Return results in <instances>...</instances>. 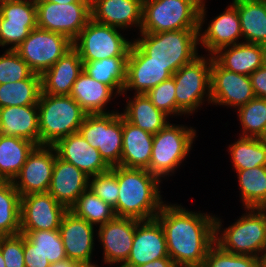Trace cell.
Here are the masks:
<instances>
[{"mask_svg": "<svg viewBox=\"0 0 266 267\" xmlns=\"http://www.w3.org/2000/svg\"><path fill=\"white\" fill-rule=\"evenodd\" d=\"M207 7L204 2L199 10V46L208 51V55H213L219 49L240 43L243 39L240 18L236 5L232 2L225 8V11L215 16L203 29L207 20Z\"/></svg>", "mask_w": 266, "mask_h": 267, "instance_id": "4fadbf2b", "label": "cell"}, {"mask_svg": "<svg viewBox=\"0 0 266 267\" xmlns=\"http://www.w3.org/2000/svg\"><path fill=\"white\" fill-rule=\"evenodd\" d=\"M91 18L123 31L135 27L140 33L143 0H91Z\"/></svg>", "mask_w": 266, "mask_h": 267, "instance_id": "44dd1931", "label": "cell"}, {"mask_svg": "<svg viewBox=\"0 0 266 267\" xmlns=\"http://www.w3.org/2000/svg\"><path fill=\"white\" fill-rule=\"evenodd\" d=\"M166 257H169L166 238L159 221L137 220L132 248L122 267H137Z\"/></svg>", "mask_w": 266, "mask_h": 267, "instance_id": "d6986e66", "label": "cell"}, {"mask_svg": "<svg viewBox=\"0 0 266 267\" xmlns=\"http://www.w3.org/2000/svg\"><path fill=\"white\" fill-rule=\"evenodd\" d=\"M199 29H183L158 33H138L133 42L151 61L167 66L174 74L198 57Z\"/></svg>", "mask_w": 266, "mask_h": 267, "instance_id": "3957f363", "label": "cell"}, {"mask_svg": "<svg viewBox=\"0 0 266 267\" xmlns=\"http://www.w3.org/2000/svg\"><path fill=\"white\" fill-rule=\"evenodd\" d=\"M37 27L64 35L72 42L91 19V2L57 4L35 0Z\"/></svg>", "mask_w": 266, "mask_h": 267, "instance_id": "7c38bea8", "label": "cell"}, {"mask_svg": "<svg viewBox=\"0 0 266 267\" xmlns=\"http://www.w3.org/2000/svg\"><path fill=\"white\" fill-rule=\"evenodd\" d=\"M235 171L242 208H266V166Z\"/></svg>", "mask_w": 266, "mask_h": 267, "instance_id": "d6a6232c", "label": "cell"}, {"mask_svg": "<svg viewBox=\"0 0 266 267\" xmlns=\"http://www.w3.org/2000/svg\"><path fill=\"white\" fill-rule=\"evenodd\" d=\"M196 135L195 127L169 122L157 134H154L152 154L147 170L161 181L167 179V176H173L190 154L193 143L198 137Z\"/></svg>", "mask_w": 266, "mask_h": 267, "instance_id": "8992f818", "label": "cell"}, {"mask_svg": "<svg viewBox=\"0 0 266 267\" xmlns=\"http://www.w3.org/2000/svg\"><path fill=\"white\" fill-rule=\"evenodd\" d=\"M249 77L255 97L266 99V66H261Z\"/></svg>", "mask_w": 266, "mask_h": 267, "instance_id": "c3c4849f", "label": "cell"}, {"mask_svg": "<svg viewBox=\"0 0 266 267\" xmlns=\"http://www.w3.org/2000/svg\"><path fill=\"white\" fill-rule=\"evenodd\" d=\"M72 47V41L64 35L36 27L14 50L33 73L41 76Z\"/></svg>", "mask_w": 266, "mask_h": 267, "instance_id": "8fae6325", "label": "cell"}, {"mask_svg": "<svg viewBox=\"0 0 266 267\" xmlns=\"http://www.w3.org/2000/svg\"><path fill=\"white\" fill-rule=\"evenodd\" d=\"M36 249L46 257L49 262L55 263L66 259L61 234L58 230H20Z\"/></svg>", "mask_w": 266, "mask_h": 267, "instance_id": "f35d334b", "label": "cell"}, {"mask_svg": "<svg viewBox=\"0 0 266 267\" xmlns=\"http://www.w3.org/2000/svg\"><path fill=\"white\" fill-rule=\"evenodd\" d=\"M167 66L151 61L134 42H132L127 59L126 81L122 95L127 91L134 94H146L150 89L172 77Z\"/></svg>", "mask_w": 266, "mask_h": 267, "instance_id": "ac0fdd59", "label": "cell"}, {"mask_svg": "<svg viewBox=\"0 0 266 267\" xmlns=\"http://www.w3.org/2000/svg\"><path fill=\"white\" fill-rule=\"evenodd\" d=\"M259 267H266V247L259 256Z\"/></svg>", "mask_w": 266, "mask_h": 267, "instance_id": "f5cc1de1", "label": "cell"}, {"mask_svg": "<svg viewBox=\"0 0 266 267\" xmlns=\"http://www.w3.org/2000/svg\"><path fill=\"white\" fill-rule=\"evenodd\" d=\"M94 228V225L69 210L63 215L59 231L67 258L79 263L92 262L97 236V229Z\"/></svg>", "mask_w": 266, "mask_h": 267, "instance_id": "ffe728a7", "label": "cell"}, {"mask_svg": "<svg viewBox=\"0 0 266 267\" xmlns=\"http://www.w3.org/2000/svg\"><path fill=\"white\" fill-rule=\"evenodd\" d=\"M128 57H111L83 63V71L94 80L108 85L122 96L126 81Z\"/></svg>", "mask_w": 266, "mask_h": 267, "instance_id": "1f68e13d", "label": "cell"}, {"mask_svg": "<svg viewBox=\"0 0 266 267\" xmlns=\"http://www.w3.org/2000/svg\"><path fill=\"white\" fill-rule=\"evenodd\" d=\"M57 4H70L74 2H91V0H43Z\"/></svg>", "mask_w": 266, "mask_h": 267, "instance_id": "816d5d0a", "label": "cell"}, {"mask_svg": "<svg viewBox=\"0 0 266 267\" xmlns=\"http://www.w3.org/2000/svg\"><path fill=\"white\" fill-rule=\"evenodd\" d=\"M243 213L227 228L215 215V244L222 250L259 258L266 247V208H244Z\"/></svg>", "mask_w": 266, "mask_h": 267, "instance_id": "277c9868", "label": "cell"}, {"mask_svg": "<svg viewBox=\"0 0 266 267\" xmlns=\"http://www.w3.org/2000/svg\"><path fill=\"white\" fill-rule=\"evenodd\" d=\"M40 145L54 146L77 133L87 113L70 95L41 93L38 101Z\"/></svg>", "mask_w": 266, "mask_h": 267, "instance_id": "5b68a950", "label": "cell"}, {"mask_svg": "<svg viewBox=\"0 0 266 267\" xmlns=\"http://www.w3.org/2000/svg\"><path fill=\"white\" fill-rule=\"evenodd\" d=\"M199 10L195 0H143L140 33L199 29Z\"/></svg>", "mask_w": 266, "mask_h": 267, "instance_id": "ba28073f", "label": "cell"}, {"mask_svg": "<svg viewBox=\"0 0 266 267\" xmlns=\"http://www.w3.org/2000/svg\"><path fill=\"white\" fill-rule=\"evenodd\" d=\"M0 267H6L5 266V261H4L3 257H2L1 252H0Z\"/></svg>", "mask_w": 266, "mask_h": 267, "instance_id": "9f6ffc18", "label": "cell"}, {"mask_svg": "<svg viewBox=\"0 0 266 267\" xmlns=\"http://www.w3.org/2000/svg\"><path fill=\"white\" fill-rule=\"evenodd\" d=\"M118 28L95 22H87L72 42L83 63L111 57H128L133 40L125 38Z\"/></svg>", "mask_w": 266, "mask_h": 267, "instance_id": "9c48e42d", "label": "cell"}, {"mask_svg": "<svg viewBox=\"0 0 266 267\" xmlns=\"http://www.w3.org/2000/svg\"><path fill=\"white\" fill-rule=\"evenodd\" d=\"M211 104L232 107L236 111L255 95L248 75L222 68L211 56Z\"/></svg>", "mask_w": 266, "mask_h": 267, "instance_id": "9a60e30c", "label": "cell"}, {"mask_svg": "<svg viewBox=\"0 0 266 267\" xmlns=\"http://www.w3.org/2000/svg\"><path fill=\"white\" fill-rule=\"evenodd\" d=\"M24 263L25 267H50L51 263L44 257L24 236Z\"/></svg>", "mask_w": 266, "mask_h": 267, "instance_id": "7dc6e473", "label": "cell"}, {"mask_svg": "<svg viewBox=\"0 0 266 267\" xmlns=\"http://www.w3.org/2000/svg\"><path fill=\"white\" fill-rule=\"evenodd\" d=\"M240 18L243 42L266 43V1L232 0Z\"/></svg>", "mask_w": 266, "mask_h": 267, "instance_id": "f546056e", "label": "cell"}, {"mask_svg": "<svg viewBox=\"0 0 266 267\" xmlns=\"http://www.w3.org/2000/svg\"><path fill=\"white\" fill-rule=\"evenodd\" d=\"M41 93V76L35 73L28 79L0 84V108L37 105Z\"/></svg>", "mask_w": 266, "mask_h": 267, "instance_id": "836d02e7", "label": "cell"}, {"mask_svg": "<svg viewBox=\"0 0 266 267\" xmlns=\"http://www.w3.org/2000/svg\"><path fill=\"white\" fill-rule=\"evenodd\" d=\"M122 136L120 166L147 169L150 164L154 135L136 127L122 116Z\"/></svg>", "mask_w": 266, "mask_h": 267, "instance_id": "484cf974", "label": "cell"}, {"mask_svg": "<svg viewBox=\"0 0 266 267\" xmlns=\"http://www.w3.org/2000/svg\"><path fill=\"white\" fill-rule=\"evenodd\" d=\"M36 27L37 24L7 23V20L0 14V47L14 50Z\"/></svg>", "mask_w": 266, "mask_h": 267, "instance_id": "f6af8a7d", "label": "cell"}, {"mask_svg": "<svg viewBox=\"0 0 266 267\" xmlns=\"http://www.w3.org/2000/svg\"><path fill=\"white\" fill-rule=\"evenodd\" d=\"M57 151L54 146H36L12 181L21 196L48 192Z\"/></svg>", "mask_w": 266, "mask_h": 267, "instance_id": "5bb4252c", "label": "cell"}, {"mask_svg": "<svg viewBox=\"0 0 266 267\" xmlns=\"http://www.w3.org/2000/svg\"><path fill=\"white\" fill-rule=\"evenodd\" d=\"M212 57L222 68L241 75L250 76L264 65L262 45L243 40L219 49Z\"/></svg>", "mask_w": 266, "mask_h": 267, "instance_id": "4316f807", "label": "cell"}, {"mask_svg": "<svg viewBox=\"0 0 266 267\" xmlns=\"http://www.w3.org/2000/svg\"><path fill=\"white\" fill-rule=\"evenodd\" d=\"M137 267H177L170 257L161 258Z\"/></svg>", "mask_w": 266, "mask_h": 267, "instance_id": "681fc988", "label": "cell"}, {"mask_svg": "<svg viewBox=\"0 0 266 267\" xmlns=\"http://www.w3.org/2000/svg\"><path fill=\"white\" fill-rule=\"evenodd\" d=\"M78 132L110 167L120 166L123 136L122 115L118 109L107 114H87Z\"/></svg>", "mask_w": 266, "mask_h": 267, "instance_id": "30bf717a", "label": "cell"}, {"mask_svg": "<svg viewBox=\"0 0 266 267\" xmlns=\"http://www.w3.org/2000/svg\"><path fill=\"white\" fill-rule=\"evenodd\" d=\"M69 211L75 216L85 219L96 228L116 217L113 207L104 202L89 188L79 196Z\"/></svg>", "mask_w": 266, "mask_h": 267, "instance_id": "8d00e7d4", "label": "cell"}, {"mask_svg": "<svg viewBox=\"0 0 266 267\" xmlns=\"http://www.w3.org/2000/svg\"><path fill=\"white\" fill-rule=\"evenodd\" d=\"M172 77L175 82L176 104L185 115L189 117L198 112L197 109L202 108L206 101L211 104V55L199 54Z\"/></svg>", "mask_w": 266, "mask_h": 267, "instance_id": "52a82bcc", "label": "cell"}, {"mask_svg": "<svg viewBox=\"0 0 266 267\" xmlns=\"http://www.w3.org/2000/svg\"><path fill=\"white\" fill-rule=\"evenodd\" d=\"M127 98L125 109L120 114L136 127L154 135L171 122L170 117L157 109L146 94L128 95Z\"/></svg>", "mask_w": 266, "mask_h": 267, "instance_id": "f1b7e54d", "label": "cell"}, {"mask_svg": "<svg viewBox=\"0 0 266 267\" xmlns=\"http://www.w3.org/2000/svg\"><path fill=\"white\" fill-rule=\"evenodd\" d=\"M203 267H259V258L232 254L214 244L206 254Z\"/></svg>", "mask_w": 266, "mask_h": 267, "instance_id": "7bdbcfd3", "label": "cell"}, {"mask_svg": "<svg viewBox=\"0 0 266 267\" xmlns=\"http://www.w3.org/2000/svg\"><path fill=\"white\" fill-rule=\"evenodd\" d=\"M21 195L12 181H0V236L20 233Z\"/></svg>", "mask_w": 266, "mask_h": 267, "instance_id": "d590c367", "label": "cell"}, {"mask_svg": "<svg viewBox=\"0 0 266 267\" xmlns=\"http://www.w3.org/2000/svg\"><path fill=\"white\" fill-rule=\"evenodd\" d=\"M146 95L157 109L163 111L170 118L173 116L177 118L182 115L185 117V114L176 104L175 82L173 77L150 89Z\"/></svg>", "mask_w": 266, "mask_h": 267, "instance_id": "ab89813d", "label": "cell"}, {"mask_svg": "<svg viewBox=\"0 0 266 267\" xmlns=\"http://www.w3.org/2000/svg\"><path fill=\"white\" fill-rule=\"evenodd\" d=\"M137 219L115 217L98 227L97 237L102 246V263L115 267H122L130 254Z\"/></svg>", "mask_w": 266, "mask_h": 267, "instance_id": "2e32d148", "label": "cell"}, {"mask_svg": "<svg viewBox=\"0 0 266 267\" xmlns=\"http://www.w3.org/2000/svg\"><path fill=\"white\" fill-rule=\"evenodd\" d=\"M83 71V62L72 47L51 68L41 75L42 93L70 95L73 84Z\"/></svg>", "mask_w": 266, "mask_h": 267, "instance_id": "cb8c5ba5", "label": "cell"}, {"mask_svg": "<svg viewBox=\"0 0 266 267\" xmlns=\"http://www.w3.org/2000/svg\"><path fill=\"white\" fill-rule=\"evenodd\" d=\"M200 6L204 3V2H206V0H195Z\"/></svg>", "mask_w": 266, "mask_h": 267, "instance_id": "6f0895ef", "label": "cell"}, {"mask_svg": "<svg viewBox=\"0 0 266 267\" xmlns=\"http://www.w3.org/2000/svg\"><path fill=\"white\" fill-rule=\"evenodd\" d=\"M33 72L15 50L6 49L0 55V84L28 79Z\"/></svg>", "mask_w": 266, "mask_h": 267, "instance_id": "b9f144b4", "label": "cell"}, {"mask_svg": "<svg viewBox=\"0 0 266 267\" xmlns=\"http://www.w3.org/2000/svg\"><path fill=\"white\" fill-rule=\"evenodd\" d=\"M89 179V176L73 164L56 156L48 193L69 210L79 196L89 188Z\"/></svg>", "mask_w": 266, "mask_h": 267, "instance_id": "603a6c76", "label": "cell"}, {"mask_svg": "<svg viewBox=\"0 0 266 267\" xmlns=\"http://www.w3.org/2000/svg\"><path fill=\"white\" fill-rule=\"evenodd\" d=\"M262 48H263L264 65L266 66V43L262 45Z\"/></svg>", "mask_w": 266, "mask_h": 267, "instance_id": "11a10c76", "label": "cell"}, {"mask_svg": "<svg viewBox=\"0 0 266 267\" xmlns=\"http://www.w3.org/2000/svg\"><path fill=\"white\" fill-rule=\"evenodd\" d=\"M110 170L119 185L117 205L113 208L116 217L154 219L166 203L160 190L163 182L147 169L113 166Z\"/></svg>", "mask_w": 266, "mask_h": 267, "instance_id": "7a4b0ae2", "label": "cell"}, {"mask_svg": "<svg viewBox=\"0 0 266 267\" xmlns=\"http://www.w3.org/2000/svg\"><path fill=\"white\" fill-rule=\"evenodd\" d=\"M54 147L59 158L73 164L89 177L111 169L100 152L93 148L79 132L60 139Z\"/></svg>", "mask_w": 266, "mask_h": 267, "instance_id": "7402d4cb", "label": "cell"}, {"mask_svg": "<svg viewBox=\"0 0 266 267\" xmlns=\"http://www.w3.org/2000/svg\"><path fill=\"white\" fill-rule=\"evenodd\" d=\"M95 262L79 263L77 267H99Z\"/></svg>", "mask_w": 266, "mask_h": 267, "instance_id": "db71d44e", "label": "cell"}, {"mask_svg": "<svg viewBox=\"0 0 266 267\" xmlns=\"http://www.w3.org/2000/svg\"><path fill=\"white\" fill-rule=\"evenodd\" d=\"M67 211L48 192L21 196L20 230H58Z\"/></svg>", "mask_w": 266, "mask_h": 267, "instance_id": "e0dca14e", "label": "cell"}, {"mask_svg": "<svg viewBox=\"0 0 266 267\" xmlns=\"http://www.w3.org/2000/svg\"><path fill=\"white\" fill-rule=\"evenodd\" d=\"M238 121L241 125V137H266V99L254 97L247 104L237 109Z\"/></svg>", "mask_w": 266, "mask_h": 267, "instance_id": "74e56055", "label": "cell"}, {"mask_svg": "<svg viewBox=\"0 0 266 267\" xmlns=\"http://www.w3.org/2000/svg\"><path fill=\"white\" fill-rule=\"evenodd\" d=\"M0 134L27 139L39 146L38 105L0 108Z\"/></svg>", "mask_w": 266, "mask_h": 267, "instance_id": "d4e9b609", "label": "cell"}, {"mask_svg": "<svg viewBox=\"0 0 266 267\" xmlns=\"http://www.w3.org/2000/svg\"><path fill=\"white\" fill-rule=\"evenodd\" d=\"M0 252L6 267H25L24 235L0 236Z\"/></svg>", "mask_w": 266, "mask_h": 267, "instance_id": "bcb514c9", "label": "cell"}, {"mask_svg": "<svg viewBox=\"0 0 266 267\" xmlns=\"http://www.w3.org/2000/svg\"><path fill=\"white\" fill-rule=\"evenodd\" d=\"M0 14L7 23L37 24L35 0H2Z\"/></svg>", "mask_w": 266, "mask_h": 267, "instance_id": "60d3db41", "label": "cell"}, {"mask_svg": "<svg viewBox=\"0 0 266 267\" xmlns=\"http://www.w3.org/2000/svg\"><path fill=\"white\" fill-rule=\"evenodd\" d=\"M166 238L167 252L177 267H203L215 244V214L190 211L166 202L155 217Z\"/></svg>", "mask_w": 266, "mask_h": 267, "instance_id": "6da1fadb", "label": "cell"}, {"mask_svg": "<svg viewBox=\"0 0 266 267\" xmlns=\"http://www.w3.org/2000/svg\"><path fill=\"white\" fill-rule=\"evenodd\" d=\"M36 146L27 139L0 134V179L13 181Z\"/></svg>", "mask_w": 266, "mask_h": 267, "instance_id": "4dcf8cb0", "label": "cell"}, {"mask_svg": "<svg viewBox=\"0 0 266 267\" xmlns=\"http://www.w3.org/2000/svg\"><path fill=\"white\" fill-rule=\"evenodd\" d=\"M70 96L82 107L87 114H107L115 112L107 110L111 100L119 97L108 85H105L84 71L73 84ZM106 108V109H105Z\"/></svg>", "mask_w": 266, "mask_h": 267, "instance_id": "83f0119b", "label": "cell"}, {"mask_svg": "<svg viewBox=\"0 0 266 267\" xmlns=\"http://www.w3.org/2000/svg\"><path fill=\"white\" fill-rule=\"evenodd\" d=\"M79 262L73 261L72 259L66 258L64 260L52 263L50 267H77Z\"/></svg>", "mask_w": 266, "mask_h": 267, "instance_id": "f907efd6", "label": "cell"}, {"mask_svg": "<svg viewBox=\"0 0 266 267\" xmlns=\"http://www.w3.org/2000/svg\"><path fill=\"white\" fill-rule=\"evenodd\" d=\"M89 189L111 207L117 205L119 185L117 176L111 171L90 177Z\"/></svg>", "mask_w": 266, "mask_h": 267, "instance_id": "ee69618b", "label": "cell"}, {"mask_svg": "<svg viewBox=\"0 0 266 267\" xmlns=\"http://www.w3.org/2000/svg\"><path fill=\"white\" fill-rule=\"evenodd\" d=\"M228 145V153L234 170L266 166V140L261 138L238 137Z\"/></svg>", "mask_w": 266, "mask_h": 267, "instance_id": "e575fe53", "label": "cell"}]
</instances>
